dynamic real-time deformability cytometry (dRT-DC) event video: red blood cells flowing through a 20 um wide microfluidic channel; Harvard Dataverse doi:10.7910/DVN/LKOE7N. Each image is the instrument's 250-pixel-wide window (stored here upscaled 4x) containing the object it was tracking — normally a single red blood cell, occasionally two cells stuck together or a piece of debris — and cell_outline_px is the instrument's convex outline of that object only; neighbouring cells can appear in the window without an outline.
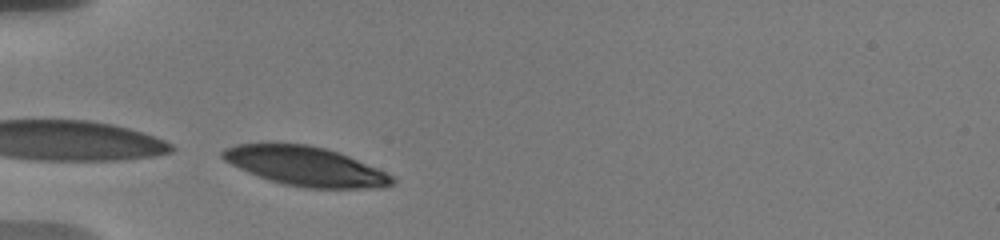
{"species": "human", "species_latin": "Homo sapiens", "temperature_condition": "warm", "stored_images_in_passage": 2, "camera_frame_rate_fps": 3000, "um_per_image_px": 0.085, "donor": {"sex": "male"}, "frame": {"image": 1, "passage_image": 1, "time_ms": 0.0, "image_size_px": [1000, 240], "cell_outline_px": [[396, 180], [392, 184], [380, 188], [304, 188], [284, 184], [248, 172], [224, 160], [220, 156], [220, 152], [224, 148], [236, 144], [308, 144], [324, 148], [348, 156], [376, 168], [392, 176]], "centroid_in_image_um": [25.96, 14.13], "position_along_channel_um": 59.0, "area_um2": 38.21}}